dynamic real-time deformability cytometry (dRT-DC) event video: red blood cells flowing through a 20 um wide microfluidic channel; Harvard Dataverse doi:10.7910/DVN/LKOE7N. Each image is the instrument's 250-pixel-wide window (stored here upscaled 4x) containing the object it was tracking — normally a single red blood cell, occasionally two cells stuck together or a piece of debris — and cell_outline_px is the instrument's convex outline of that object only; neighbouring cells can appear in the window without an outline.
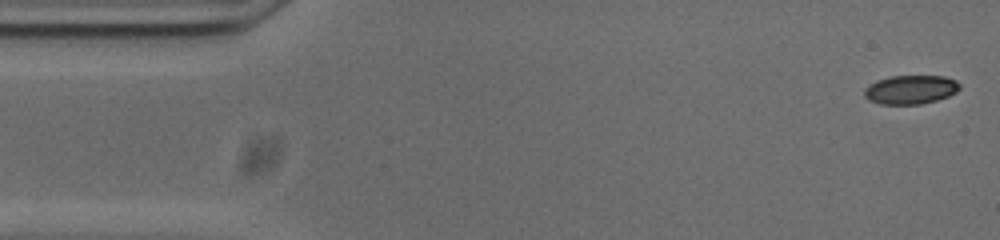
{"species": "common noctule bat (a hibernating species)", "species_latin": "Nyctalus noctula", "temperature_condition": "cold", "stored_images_in_passage": 53, "camera_frame_rate_fps": 3000, "um_per_image_px": 0.085, "animal": {"sex": "male", "body_mass_g": 20.0, "forearm_length_mm": 53.3}, "frame": {"image": 1, "passage_image": 1, "time_ms": 0.0, "image_size_px": [1000, 240], "cell_outline_px": [[960, 88], [956, 92], [948, 96], [936, 100], [920, 104], [880, 104], [864, 96], [864, 88], [876, 80], [892, 76], [944, 76], [956, 80], [960, 84]], "centroid_in_image_um": [77.41, 7.61], "position_along_channel_um": 7.6, "area_um2": 15.95}}
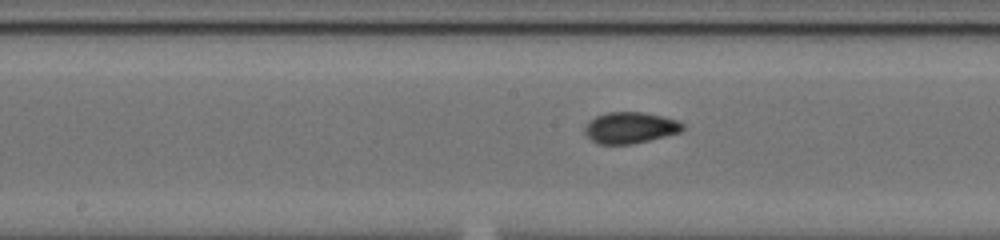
{"frame": {"image": 2, "passage_image": 25, "time_ms": 8.0, "image_size_px": [1000, 240], "cell_outline_px": [[684, 128], [680, 132], [632, 144], [596, 144], [584, 132], [584, 128], [596, 116], [608, 112], [644, 112], [676, 120], [684, 124]], "centroid_in_image_um": [53.56, 10.86], "position_along_channel_um": 194.6, "area_um2": 17.57}}
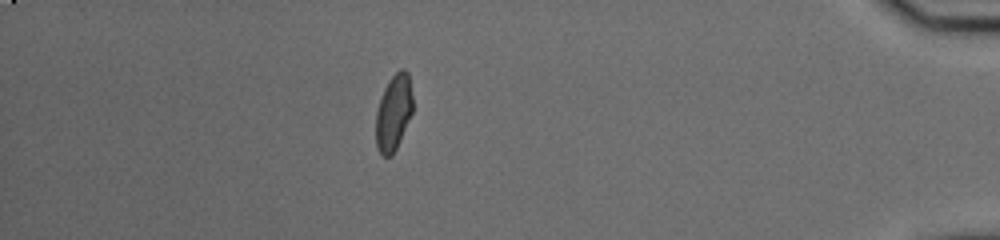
{"frame": {"image": 3, "passage_image": 46, "time_ms": 15.0, "image_size_px": [1000, 240], "cell_outline_px": [[412, 112], [400, 140], [392, 156], [384, 156], [376, 148], [376, 112], [380, 96], [388, 80], [400, 68], [404, 68], [408, 72], [412, 96]], "centroid_in_image_um": [33.44, 9.54], "position_along_channel_um": 401.8, "area_um2": 16.36}, "authors_computed_cell_mechanics": {"area_um2": 16.762, "velocity_mm_per_s": 3.7517, "shape_relaxation_time_tau1_ms": 6.0911, "shape_relaxation_time_tau2_ms": 1.1107, "deformation_change_tau1": 0.1161, "deformation_change_tau2": 0.0554}}